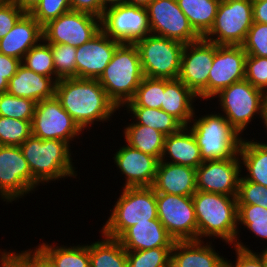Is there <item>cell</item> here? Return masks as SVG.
Listing matches in <instances>:
<instances>
[{
    "mask_svg": "<svg viewBox=\"0 0 267 267\" xmlns=\"http://www.w3.org/2000/svg\"><path fill=\"white\" fill-rule=\"evenodd\" d=\"M40 184L33 178L20 146L0 145V196L12 202Z\"/></svg>",
    "mask_w": 267,
    "mask_h": 267,
    "instance_id": "cell-13",
    "label": "cell"
},
{
    "mask_svg": "<svg viewBox=\"0 0 267 267\" xmlns=\"http://www.w3.org/2000/svg\"><path fill=\"white\" fill-rule=\"evenodd\" d=\"M198 98L180 79H165L161 109L176 118L183 126H190L195 117L193 100Z\"/></svg>",
    "mask_w": 267,
    "mask_h": 267,
    "instance_id": "cell-27",
    "label": "cell"
},
{
    "mask_svg": "<svg viewBox=\"0 0 267 267\" xmlns=\"http://www.w3.org/2000/svg\"><path fill=\"white\" fill-rule=\"evenodd\" d=\"M165 91V79L144 77L133 99L126 107L161 109Z\"/></svg>",
    "mask_w": 267,
    "mask_h": 267,
    "instance_id": "cell-34",
    "label": "cell"
},
{
    "mask_svg": "<svg viewBox=\"0 0 267 267\" xmlns=\"http://www.w3.org/2000/svg\"><path fill=\"white\" fill-rule=\"evenodd\" d=\"M135 45L145 77L178 79L184 43L149 34Z\"/></svg>",
    "mask_w": 267,
    "mask_h": 267,
    "instance_id": "cell-7",
    "label": "cell"
},
{
    "mask_svg": "<svg viewBox=\"0 0 267 267\" xmlns=\"http://www.w3.org/2000/svg\"><path fill=\"white\" fill-rule=\"evenodd\" d=\"M151 34L184 44L202 37L193 29L177 0H152L147 6Z\"/></svg>",
    "mask_w": 267,
    "mask_h": 267,
    "instance_id": "cell-14",
    "label": "cell"
},
{
    "mask_svg": "<svg viewBox=\"0 0 267 267\" xmlns=\"http://www.w3.org/2000/svg\"><path fill=\"white\" fill-rule=\"evenodd\" d=\"M241 46L247 56L267 57V24L254 22Z\"/></svg>",
    "mask_w": 267,
    "mask_h": 267,
    "instance_id": "cell-40",
    "label": "cell"
},
{
    "mask_svg": "<svg viewBox=\"0 0 267 267\" xmlns=\"http://www.w3.org/2000/svg\"><path fill=\"white\" fill-rule=\"evenodd\" d=\"M69 11H71L70 0H41L30 14L43 27Z\"/></svg>",
    "mask_w": 267,
    "mask_h": 267,
    "instance_id": "cell-41",
    "label": "cell"
},
{
    "mask_svg": "<svg viewBox=\"0 0 267 267\" xmlns=\"http://www.w3.org/2000/svg\"><path fill=\"white\" fill-rule=\"evenodd\" d=\"M267 221V209L259 205L238 204V222Z\"/></svg>",
    "mask_w": 267,
    "mask_h": 267,
    "instance_id": "cell-47",
    "label": "cell"
},
{
    "mask_svg": "<svg viewBox=\"0 0 267 267\" xmlns=\"http://www.w3.org/2000/svg\"><path fill=\"white\" fill-rule=\"evenodd\" d=\"M221 0H177L193 29L204 37L212 28Z\"/></svg>",
    "mask_w": 267,
    "mask_h": 267,
    "instance_id": "cell-30",
    "label": "cell"
},
{
    "mask_svg": "<svg viewBox=\"0 0 267 267\" xmlns=\"http://www.w3.org/2000/svg\"><path fill=\"white\" fill-rule=\"evenodd\" d=\"M169 155V156H168ZM171 158V161L165 159ZM161 161L197 168L203 163L200 148L187 126L166 136Z\"/></svg>",
    "mask_w": 267,
    "mask_h": 267,
    "instance_id": "cell-26",
    "label": "cell"
},
{
    "mask_svg": "<svg viewBox=\"0 0 267 267\" xmlns=\"http://www.w3.org/2000/svg\"><path fill=\"white\" fill-rule=\"evenodd\" d=\"M109 219L101 233L118 239L136 223L158 219L156 192L152 187H122Z\"/></svg>",
    "mask_w": 267,
    "mask_h": 267,
    "instance_id": "cell-6",
    "label": "cell"
},
{
    "mask_svg": "<svg viewBox=\"0 0 267 267\" xmlns=\"http://www.w3.org/2000/svg\"><path fill=\"white\" fill-rule=\"evenodd\" d=\"M8 81L4 79V75L0 74V94L7 92Z\"/></svg>",
    "mask_w": 267,
    "mask_h": 267,
    "instance_id": "cell-57",
    "label": "cell"
},
{
    "mask_svg": "<svg viewBox=\"0 0 267 267\" xmlns=\"http://www.w3.org/2000/svg\"><path fill=\"white\" fill-rule=\"evenodd\" d=\"M55 96L82 130L95 121H109L118 110L97 79H60L56 82Z\"/></svg>",
    "mask_w": 267,
    "mask_h": 267,
    "instance_id": "cell-1",
    "label": "cell"
},
{
    "mask_svg": "<svg viewBox=\"0 0 267 267\" xmlns=\"http://www.w3.org/2000/svg\"><path fill=\"white\" fill-rule=\"evenodd\" d=\"M42 40V26L30 13H25L0 39V53L22 61L24 55Z\"/></svg>",
    "mask_w": 267,
    "mask_h": 267,
    "instance_id": "cell-22",
    "label": "cell"
},
{
    "mask_svg": "<svg viewBox=\"0 0 267 267\" xmlns=\"http://www.w3.org/2000/svg\"><path fill=\"white\" fill-rule=\"evenodd\" d=\"M31 127L32 135L42 140H62L69 144L83 131L56 96L36 103Z\"/></svg>",
    "mask_w": 267,
    "mask_h": 267,
    "instance_id": "cell-16",
    "label": "cell"
},
{
    "mask_svg": "<svg viewBox=\"0 0 267 267\" xmlns=\"http://www.w3.org/2000/svg\"><path fill=\"white\" fill-rule=\"evenodd\" d=\"M101 31V18L78 11H69L42 27L46 43L79 47Z\"/></svg>",
    "mask_w": 267,
    "mask_h": 267,
    "instance_id": "cell-11",
    "label": "cell"
},
{
    "mask_svg": "<svg viewBox=\"0 0 267 267\" xmlns=\"http://www.w3.org/2000/svg\"><path fill=\"white\" fill-rule=\"evenodd\" d=\"M42 41L33 46L24 55L21 64L37 74H42L47 77H54V62L51 48L48 43H46L44 40Z\"/></svg>",
    "mask_w": 267,
    "mask_h": 267,
    "instance_id": "cell-35",
    "label": "cell"
},
{
    "mask_svg": "<svg viewBox=\"0 0 267 267\" xmlns=\"http://www.w3.org/2000/svg\"><path fill=\"white\" fill-rule=\"evenodd\" d=\"M247 54L242 46L217 45L208 77L207 100L233 83L245 80Z\"/></svg>",
    "mask_w": 267,
    "mask_h": 267,
    "instance_id": "cell-17",
    "label": "cell"
},
{
    "mask_svg": "<svg viewBox=\"0 0 267 267\" xmlns=\"http://www.w3.org/2000/svg\"><path fill=\"white\" fill-rule=\"evenodd\" d=\"M71 11L85 12L99 18L104 13L102 0H70Z\"/></svg>",
    "mask_w": 267,
    "mask_h": 267,
    "instance_id": "cell-48",
    "label": "cell"
},
{
    "mask_svg": "<svg viewBox=\"0 0 267 267\" xmlns=\"http://www.w3.org/2000/svg\"><path fill=\"white\" fill-rule=\"evenodd\" d=\"M0 254L1 267H32V250L30 249L21 251V253L1 251Z\"/></svg>",
    "mask_w": 267,
    "mask_h": 267,
    "instance_id": "cell-46",
    "label": "cell"
},
{
    "mask_svg": "<svg viewBox=\"0 0 267 267\" xmlns=\"http://www.w3.org/2000/svg\"><path fill=\"white\" fill-rule=\"evenodd\" d=\"M191 121L193 125L187 127L200 148L203 162L239 157L243 138L223 114H208Z\"/></svg>",
    "mask_w": 267,
    "mask_h": 267,
    "instance_id": "cell-5",
    "label": "cell"
},
{
    "mask_svg": "<svg viewBox=\"0 0 267 267\" xmlns=\"http://www.w3.org/2000/svg\"><path fill=\"white\" fill-rule=\"evenodd\" d=\"M126 4V0H102L103 9Z\"/></svg>",
    "mask_w": 267,
    "mask_h": 267,
    "instance_id": "cell-54",
    "label": "cell"
},
{
    "mask_svg": "<svg viewBox=\"0 0 267 267\" xmlns=\"http://www.w3.org/2000/svg\"><path fill=\"white\" fill-rule=\"evenodd\" d=\"M264 96V91L242 80L221 90L214 97H219L225 113L223 116L241 134L254 115L258 113L261 117Z\"/></svg>",
    "mask_w": 267,
    "mask_h": 267,
    "instance_id": "cell-9",
    "label": "cell"
},
{
    "mask_svg": "<svg viewBox=\"0 0 267 267\" xmlns=\"http://www.w3.org/2000/svg\"><path fill=\"white\" fill-rule=\"evenodd\" d=\"M21 60L0 53V74L4 75V79L8 82L16 74Z\"/></svg>",
    "mask_w": 267,
    "mask_h": 267,
    "instance_id": "cell-49",
    "label": "cell"
},
{
    "mask_svg": "<svg viewBox=\"0 0 267 267\" xmlns=\"http://www.w3.org/2000/svg\"><path fill=\"white\" fill-rule=\"evenodd\" d=\"M102 235L104 240L89 245L90 267H127V251L120 241Z\"/></svg>",
    "mask_w": 267,
    "mask_h": 267,
    "instance_id": "cell-32",
    "label": "cell"
},
{
    "mask_svg": "<svg viewBox=\"0 0 267 267\" xmlns=\"http://www.w3.org/2000/svg\"><path fill=\"white\" fill-rule=\"evenodd\" d=\"M203 241H175L170 267H223L224 257Z\"/></svg>",
    "mask_w": 267,
    "mask_h": 267,
    "instance_id": "cell-25",
    "label": "cell"
},
{
    "mask_svg": "<svg viewBox=\"0 0 267 267\" xmlns=\"http://www.w3.org/2000/svg\"><path fill=\"white\" fill-rule=\"evenodd\" d=\"M54 62V77L57 80L76 77V49L67 44L48 43Z\"/></svg>",
    "mask_w": 267,
    "mask_h": 267,
    "instance_id": "cell-36",
    "label": "cell"
},
{
    "mask_svg": "<svg viewBox=\"0 0 267 267\" xmlns=\"http://www.w3.org/2000/svg\"><path fill=\"white\" fill-rule=\"evenodd\" d=\"M259 256L263 260L264 267H267V248H265V250H262V252L259 254Z\"/></svg>",
    "mask_w": 267,
    "mask_h": 267,
    "instance_id": "cell-58",
    "label": "cell"
},
{
    "mask_svg": "<svg viewBox=\"0 0 267 267\" xmlns=\"http://www.w3.org/2000/svg\"><path fill=\"white\" fill-rule=\"evenodd\" d=\"M101 30L120 43H135L151 34L146 7L122 4L104 10Z\"/></svg>",
    "mask_w": 267,
    "mask_h": 267,
    "instance_id": "cell-12",
    "label": "cell"
},
{
    "mask_svg": "<svg viewBox=\"0 0 267 267\" xmlns=\"http://www.w3.org/2000/svg\"><path fill=\"white\" fill-rule=\"evenodd\" d=\"M120 42L102 30L76 49V77L98 79L110 63Z\"/></svg>",
    "mask_w": 267,
    "mask_h": 267,
    "instance_id": "cell-19",
    "label": "cell"
},
{
    "mask_svg": "<svg viewBox=\"0 0 267 267\" xmlns=\"http://www.w3.org/2000/svg\"><path fill=\"white\" fill-rule=\"evenodd\" d=\"M152 188L156 193L193 196L197 191L196 169L160 160Z\"/></svg>",
    "mask_w": 267,
    "mask_h": 267,
    "instance_id": "cell-21",
    "label": "cell"
},
{
    "mask_svg": "<svg viewBox=\"0 0 267 267\" xmlns=\"http://www.w3.org/2000/svg\"><path fill=\"white\" fill-rule=\"evenodd\" d=\"M32 267H52L51 264L36 250H32Z\"/></svg>",
    "mask_w": 267,
    "mask_h": 267,
    "instance_id": "cell-53",
    "label": "cell"
},
{
    "mask_svg": "<svg viewBox=\"0 0 267 267\" xmlns=\"http://www.w3.org/2000/svg\"><path fill=\"white\" fill-rule=\"evenodd\" d=\"M31 122L0 116V145L20 146L32 134Z\"/></svg>",
    "mask_w": 267,
    "mask_h": 267,
    "instance_id": "cell-37",
    "label": "cell"
},
{
    "mask_svg": "<svg viewBox=\"0 0 267 267\" xmlns=\"http://www.w3.org/2000/svg\"><path fill=\"white\" fill-rule=\"evenodd\" d=\"M233 247L237 255L235 264L233 265L232 262L224 258L223 267H264L262 258L256 252H252L249 247L243 245L241 241L239 242L238 238Z\"/></svg>",
    "mask_w": 267,
    "mask_h": 267,
    "instance_id": "cell-45",
    "label": "cell"
},
{
    "mask_svg": "<svg viewBox=\"0 0 267 267\" xmlns=\"http://www.w3.org/2000/svg\"><path fill=\"white\" fill-rule=\"evenodd\" d=\"M118 240L126 251L173 247L175 242L159 219L136 223L129 227Z\"/></svg>",
    "mask_w": 267,
    "mask_h": 267,
    "instance_id": "cell-23",
    "label": "cell"
},
{
    "mask_svg": "<svg viewBox=\"0 0 267 267\" xmlns=\"http://www.w3.org/2000/svg\"><path fill=\"white\" fill-rule=\"evenodd\" d=\"M172 247L127 251V267H170Z\"/></svg>",
    "mask_w": 267,
    "mask_h": 267,
    "instance_id": "cell-38",
    "label": "cell"
},
{
    "mask_svg": "<svg viewBox=\"0 0 267 267\" xmlns=\"http://www.w3.org/2000/svg\"><path fill=\"white\" fill-rule=\"evenodd\" d=\"M253 21L267 24V0H252Z\"/></svg>",
    "mask_w": 267,
    "mask_h": 267,
    "instance_id": "cell-50",
    "label": "cell"
},
{
    "mask_svg": "<svg viewBox=\"0 0 267 267\" xmlns=\"http://www.w3.org/2000/svg\"><path fill=\"white\" fill-rule=\"evenodd\" d=\"M126 143L143 153L161 160L166 136L158 130L139 124H129L124 129Z\"/></svg>",
    "mask_w": 267,
    "mask_h": 267,
    "instance_id": "cell-31",
    "label": "cell"
},
{
    "mask_svg": "<svg viewBox=\"0 0 267 267\" xmlns=\"http://www.w3.org/2000/svg\"><path fill=\"white\" fill-rule=\"evenodd\" d=\"M36 250L52 267H90L89 245L67 247L42 243Z\"/></svg>",
    "mask_w": 267,
    "mask_h": 267,
    "instance_id": "cell-29",
    "label": "cell"
},
{
    "mask_svg": "<svg viewBox=\"0 0 267 267\" xmlns=\"http://www.w3.org/2000/svg\"><path fill=\"white\" fill-rule=\"evenodd\" d=\"M152 0H126V4L146 7Z\"/></svg>",
    "mask_w": 267,
    "mask_h": 267,
    "instance_id": "cell-56",
    "label": "cell"
},
{
    "mask_svg": "<svg viewBox=\"0 0 267 267\" xmlns=\"http://www.w3.org/2000/svg\"><path fill=\"white\" fill-rule=\"evenodd\" d=\"M144 77L135 43H120L97 80L119 109L133 99Z\"/></svg>",
    "mask_w": 267,
    "mask_h": 267,
    "instance_id": "cell-3",
    "label": "cell"
},
{
    "mask_svg": "<svg viewBox=\"0 0 267 267\" xmlns=\"http://www.w3.org/2000/svg\"><path fill=\"white\" fill-rule=\"evenodd\" d=\"M136 118L131 124L148 126L158 130L165 136L178 132L183 125L173 116L162 109H151L146 107H126Z\"/></svg>",
    "mask_w": 267,
    "mask_h": 267,
    "instance_id": "cell-33",
    "label": "cell"
},
{
    "mask_svg": "<svg viewBox=\"0 0 267 267\" xmlns=\"http://www.w3.org/2000/svg\"><path fill=\"white\" fill-rule=\"evenodd\" d=\"M215 52L216 44L203 37L183 48L178 79L198 98L207 100L208 77Z\"/></svg>",
    "mask_w": 267,
    "mask_h": 267,
    "instance_id": "cell-15",
    "label": "cell"
},
{
    "mask_svg": "<svg viewBox=\"0 0 267 267\" xmlns=\"http://www.w3.org/2000/svg\"><path fill=\"white\" fill-rule=\"evenodd\" d=\"M240 164L239 157L203 162L196 168L197 190L237 196L243 167Z\"/></svg>",
    "mask_w": 267,
    "mask_h": 267,
    "instance_id": "cell-18",
    "label": "cell"
},
{
    "mask_svg": "<svg viewBox=\"0 0 267 267\" xmlns=\"http://www.w3.org/2000/svg\"><path fill=\"white\" fill-rule=\"evenodd\" d=\"M71 145L62 140L30 135L20 148L27 160L33 178L40 184L60 178L77 176L71 159Z\"/></svg>",
    "mask_w": 267,
    "mask_h": 267,
    "instance_id": "cell-4",
    "label": "cell"
},
{
    "mask_svg": "<svg viewBox=\"0 0 267 267\" xmlns=\"http://www.w3.org/2000/svg\"><path fill=\"white\" fill-rule=\"evenodd\" d=\"M192 200L198 225V241L209 236L234 245L239 238L236 196L197 190Z\"/></svg>",
    "mask_w": 267,
    "mask_h": 267,
    "instance_id": "cell-2",
    "label": "cell"
},
{
    "mask_svg": "<svg viewBox=\"0 0 267 267\" xmlns=\"http://www.w3.org/2000/svg\"><path fill=\"white\" fill-rule=\"evenodd\" d=\"M244 225L248 230H251L257 237L267 240V221L261 222H238ZM267 248V247H266Z\"/></svg>",
    "mask_w": 267,
    "mask_h": 267,
    "instance_id": "cell-51",
    "label": "cell"
},
{
    "mask_svg": "<svg viewBox=\"0 0 267 267\" xmlns=\"http://www.w3.org/2000/svg\"><path fill=\"white\" fill-rule=\"evenodd\" d=\"M261 118L263 120L264 126H266L265 128L267 129V95H265L263 99Z\"/></svg>",
    "mask_w": 267,
    "mask_h": 267,
    "instance_id": "cell-55",
    "label": "cell"
},
{
    "mask_svg": "<svg viewBox=\"0 0 267 267\" xmlns=\"http://www.w3.org/2000/svg\"><path fill=\"white\" fill-rule=\"evenodd\" d=\"M114 161L125 175L124 187H152L159 160L147 153L130 147L128 144L118 149Z\"/></svg>",
    "mask_w": 267,
    "mask_h": 267,
    "instance_id": "cell-20",
    "label": "cell"
},
{
    "mask_svg": "<svg viewBox=\"0 0 267 267\" xmlns=\"http://www.w3.org/2000/svg\"><path fill=\"white\" fill-rule=\"evenodd\" d=\"M253 23L252 0H221L214 24L203 38L217 45L241 46Z\"/></svg>",
    "mask_w": 267,
    "mask_h": 267,
    "instance_id": "cell-8",
    "label": "cell"
},
{
    "mask_svg": "<svg viewBox=\"0 0 267 267\" xmlns=\"http://www.w3.org/2000/svg\"><path fill=\"white\" fill-rule=\"evenodd\" d=\"M237 204L259 205L267 209V187L240 178Z\"/></svg>",
    "mask_w": 267,
    "mask_h": 267,
    "instance_id": "cell-42",
    "label": "cell"
},
{
    "mask_svg": "<svg viewBox=\"0 0 267 267\" xmlns=\"http://www.w3.org/2000/svg\"><path fill=\"white\" fill-rule=\"evenodd\" d=\"M158 219L175 241L198 240L192 196L156 193Z\"/></svg>",
    "mask_w": 267,
    "mask_h": 267,
    "instance_id": "cell-10",
    "label": "cell"
},
{
    "mask_svg": "<svg viewBox=\"0 0 267 267\" xmlns=\"http://www.w3.org/2000/svg\"><path fill=\"white\" fill-rule=\"evenodd\" d=\"M55 77L37 74L20 65L16 74L8 82L7 92L19 98H28L36 103L55 96Z\"/></svg>",
    "mask_w": 267,
    "mask_h": 267,
    "instance_id": "cell-24",
    "label": "cell"
},
{
    "mask_svg": "<svg viewBox=\"0 0 267 267\" xmlns=\"http://www.w3.org/2000/svg\"><path fill=\"white\" fill-rule=\"evenodd\" d=\"M245 80L262 91L267 89V57L247 56Z\"/></svg>",
    "mask_w": 267,
    "mask_h": 267,
    "instance_id": "cell-43",
    "label": "cell"
},
{
    "mask_svg": "<svg viewBox=\"0 0 267 267\" xmlns=\"http://www.w3.org/2000/svg\"><path fill=\"white\" fill-rule=\"evenodd\" d=\"M36 102L28 98H19L8 92L0 94V116L32 121Z\"/></svg>",
    "mask_w": 267,
    "mask_h": 267,
    "instance_id": "cell-39",
    "label": "cell"
},
{
    "mask_svg": "<svg viewBox=\"0 0 267 267\" xmlns=\"http://www.w3.org/2000/svg\"><path fill=\"white\" fill-rule=\"evenodd\" d=\"M15 3L25 13H30L41 0H9Z\"/></svg>",
    "mask_w": 267,
    "mask_h": 267,
    "instance_id": "cell-52",
    "label": "cell"
},
{
    "mask_svg": "<svg viewBox=\"0 0 267 267\" xmlns=\"http://www.w3.org/2000/svg\"><path fill=\"white\" fill-rule=\"evenodd\" d=\"M25 14L15 3L0 0V39L14 27L16 22Z\"/></svg>",
    "mask_w": 267,
    "mask_h": 267,
    "instance_id": "cell-44",
    "label": "cell"
},
{
    "mask_svg": "<svg viewBox=\"0 0 267 267\" xmlns=\"http://www.w3.org/2000/svg\"><path fill=\"white\" fill-rule=\"evenodd\" d=\"M239 156L249 172L243 178L267 187V144L242 139Z\"/></svg>",
    "mask_w": 267,
    "mask_h": 267,
    "instance_id": "cell-28",
    "label": "cell"
}]
</instances>
